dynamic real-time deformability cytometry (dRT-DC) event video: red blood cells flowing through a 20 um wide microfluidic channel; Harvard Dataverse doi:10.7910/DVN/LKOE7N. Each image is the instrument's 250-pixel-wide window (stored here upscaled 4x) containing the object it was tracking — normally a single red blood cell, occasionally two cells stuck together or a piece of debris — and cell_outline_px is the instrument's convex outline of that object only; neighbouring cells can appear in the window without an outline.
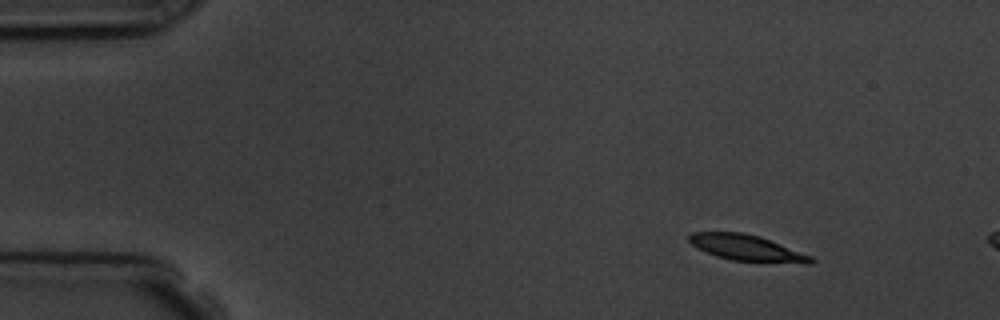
{"species": "common noctule bat (a hibernating species)", "species_latin": "Nyctalus noctula", "temperature_condition": "room temperature", "stored_images_in_passage": 4, "camera_frame_rate_fps": 3000, "um_per_image_px": 0.085, "animal": {"sex": "male", "body_mass_g": 19.5, "forearm_length_mm": 54.6}, "frame": {"image": 1, "passage_image": 1, "time_ms": 0.0, "image_size_px": [1000, 320], "cell_outline_px": [[816, 260], [812, 264], [804, 264], [732, 260], [716, 256], [696, 248], [688, 240], [688, 236], [692, 232], [744, 232], [760, 236], [812, 256]], "centroid_in_image_um": [63.5, 21.07], "position_along_channel_um": 21.5, "area_um2": 18.61}}